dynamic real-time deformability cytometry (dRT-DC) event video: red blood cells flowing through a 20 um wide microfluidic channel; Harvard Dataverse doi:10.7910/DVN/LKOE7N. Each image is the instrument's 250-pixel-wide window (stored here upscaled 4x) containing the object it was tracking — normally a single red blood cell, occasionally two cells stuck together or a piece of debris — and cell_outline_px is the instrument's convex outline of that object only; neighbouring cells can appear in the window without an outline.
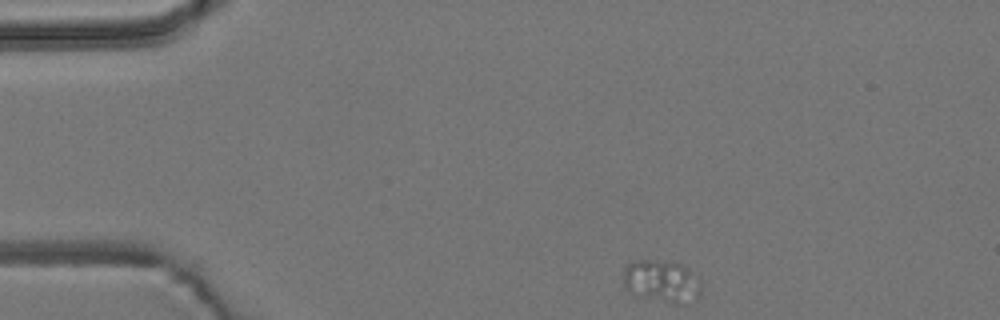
{"species": "common noctule bat (a hibernating species)", "species_latin": "Nyctalus noctula", "temperature_condition": "room temperature", "stored_images_in_passage": 25, "camera_frame_rate_fps": 3000, "um_per_image_px": 0.085, "animal": {"sex": "male", "body_mass_g": 19.2, "forearm_length_mm": 51.8}, "frame": {"image": 1, "passage_image": 1, "time_ms": 0.0, "image_size_px": [1000, 320], "cell_outline_px": [[700, 296], [696, 304], [676, 304], [636, 296], [624, 284], [624, 268], [632, 260], [652, 260], [680, 264], [688, 268], [700, 276]], "centroid_in_image_um": [56.33, 23.94], "position_along_channel_um": 28.7, "area_um2": 19.65}}